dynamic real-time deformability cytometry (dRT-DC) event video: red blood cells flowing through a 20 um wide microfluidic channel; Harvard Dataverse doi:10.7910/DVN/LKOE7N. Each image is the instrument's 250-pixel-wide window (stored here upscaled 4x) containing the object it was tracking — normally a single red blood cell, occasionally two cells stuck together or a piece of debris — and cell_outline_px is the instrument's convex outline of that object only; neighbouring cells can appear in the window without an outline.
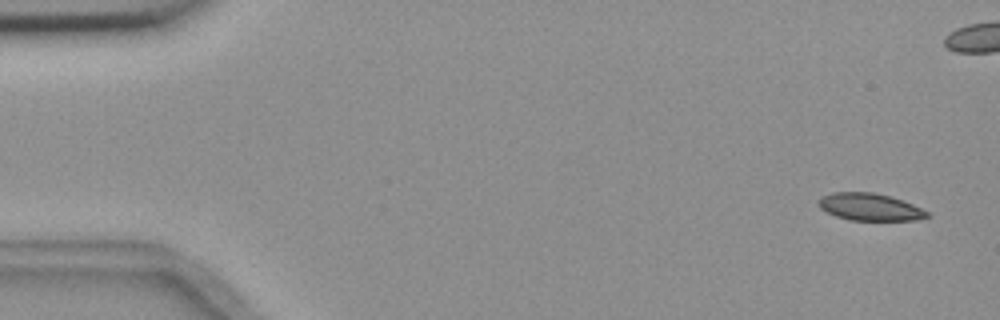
{"species": "common noctule bat (a hibernating species)", "species_latin": "Nyctalus noctula", "temperature_condition": "room temperature", "stored_images_in_passage": 10, "camera_frame_rate_fps": 3000, "um_per_image_px": 0.085, "animal": {"sex": "female", "body_mass_g": 18.4}, "frame": {"image": 1, "passage_image": 1, "time_ms": 0.0, "image_size_px": [1000, 320], "cell_outline_px": [[932, 216], [916, 220], [848, 220], [836, 216], [820, 208], [816, 200], [820, 196], [832, 192], [872, 192], [888, 196], [912, 204], [928, 212]], "centroid_in_image_um": [73.89, 17.59], "position_along_channel_um": 11.1, "area_um2": 17.22}}
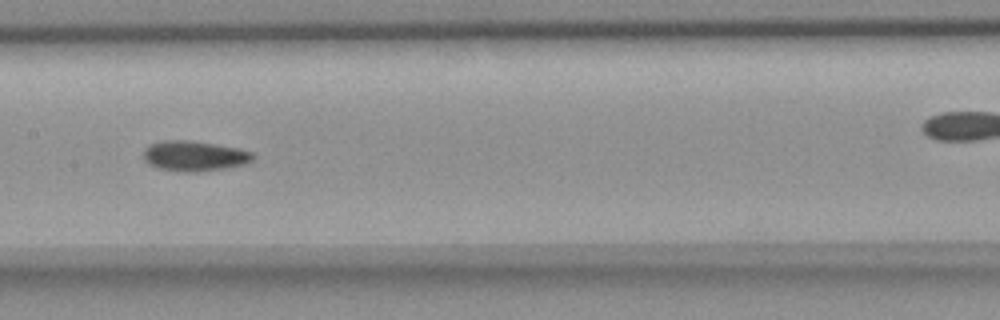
{"frame": {"image": 2, "passage_image": 7, "time_ms": 8.333, "image_size_px": [1000, 320], "cell_outline_px": [[256, 156], [252, 160], [244, 164], [224, 168], [196, 172], [180, 172], [156, 168], [148, 164], [144, 160], [144, 148], [148, 144], [164, 140], [188, 140], [236, 148], [252, 152]], "centroid_in_image_um": [16.46, 13.26], "position_along_channel_um": 190.9, "area_um2": 19.31}}
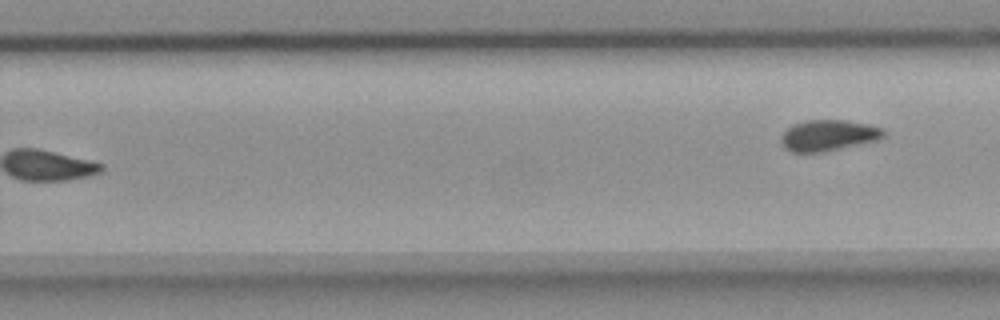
{"frame": {"image": 3, "passage_image": 10, "time_ms": 12.0, "image_size_px": [1000, 320], "cell_outline_px": [[884, 136], [876, 140], [860, 144], [824, 152], [792, 152], [784, 148], [780, 144], [780, 136], [792, 124], [804, 120], [844, 120], [868, 124], [884, 128]], "centroid_in_image_um": [70.37, 11.5], "position_along_channel_um": 259.4, "area_um2": 18.67}}